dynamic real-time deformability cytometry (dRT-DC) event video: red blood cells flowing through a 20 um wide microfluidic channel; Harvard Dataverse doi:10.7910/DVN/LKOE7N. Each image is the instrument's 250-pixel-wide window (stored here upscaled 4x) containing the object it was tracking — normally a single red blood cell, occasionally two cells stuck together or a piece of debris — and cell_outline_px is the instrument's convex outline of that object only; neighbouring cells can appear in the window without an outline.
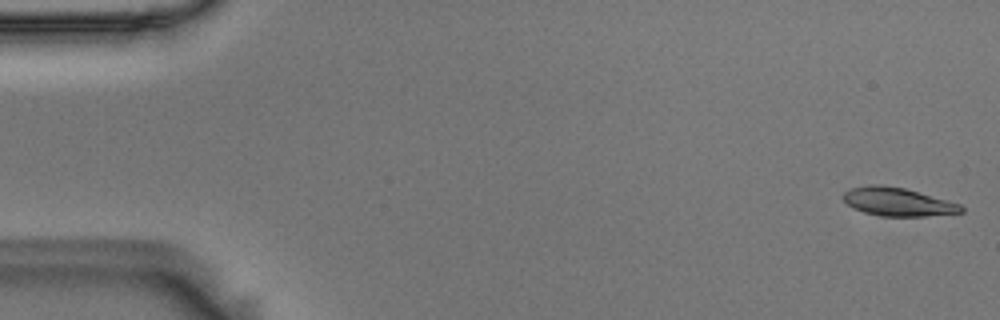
{"species": "Egyptian fruit bat (a non-hibernating species)", "species_latin": "Rousettus aegyptiacus", "temperature_condition": "room temperature", "stored_images_in_passage": 55, "camera_frame_rate_fps": 3000, "um_per_image_px": 0.085, "animal": {"sex": "male"}, "frame": {"image": 1, "passage_image": 1, "time_ms": 0.0, "image_size_px": [1000, 320], "cell_outline_px": [[964, 212], [924, 216], [880, 216], [864, 212], [848, 204], [844, 200], [844, 192], [848, 188], [868, 184], [884, 184], [904, 188], [960, 204], [964, 208]], "centroid_in_image_um": [76.28, 17.14], "position_along_channel_um": 8.7, "area_um2": 19.36}}
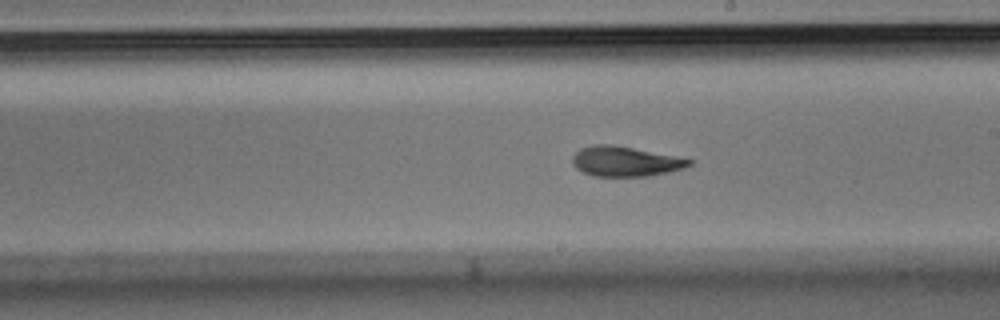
{"frame": {"image": 2, "passage_image": 31, "time_ms": 10.0, "image_size_px": [1000, 320], "cell_outline_px": [[692, 164], [684, 168], [668, 172], [648, 176], [592, 176], [576, 168], [572, 164], [572, 156], [580, 148], [592, 144], [612, 144], [692, 160]], "centroid_in_image_um": [53.08, 13.72], "position_along_channel_um": 235.9, "area_um2": 20.17}}
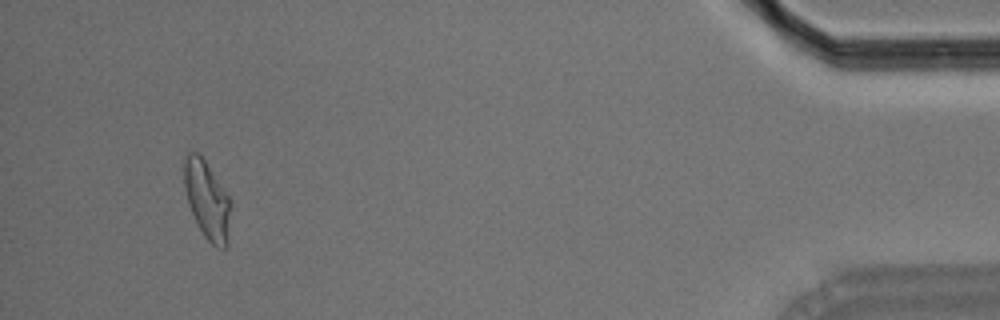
{"frame": {"image": 3, "passage_image": 52, "time_ms": 17.0, "image_size_px": [1000, 320], "cell_outline_px": [[232, 204], [228, 244], [224, 248], [216, 248], [204, 236], [188, 204], [184, 188], [184, 156], [188, 152], [196, 152], [204, 160], [228, 196]], "centroid_in_image_um": [17.62, 17.03], "position_along_channel_um": 417.6, "area_um2": 21.1}, "authors_computed_cell_mechanics": {"area_um2": 20.4612, "velocity_mm_per_s": 3.6152, "shape_relaxation_time_tau1_ms": 8.1374, "shape_relaxation_time_tau2_ms": 2.7246, "deformation_change_tau1": 0.1999, "deformation_change_tau2": 0.0983}}